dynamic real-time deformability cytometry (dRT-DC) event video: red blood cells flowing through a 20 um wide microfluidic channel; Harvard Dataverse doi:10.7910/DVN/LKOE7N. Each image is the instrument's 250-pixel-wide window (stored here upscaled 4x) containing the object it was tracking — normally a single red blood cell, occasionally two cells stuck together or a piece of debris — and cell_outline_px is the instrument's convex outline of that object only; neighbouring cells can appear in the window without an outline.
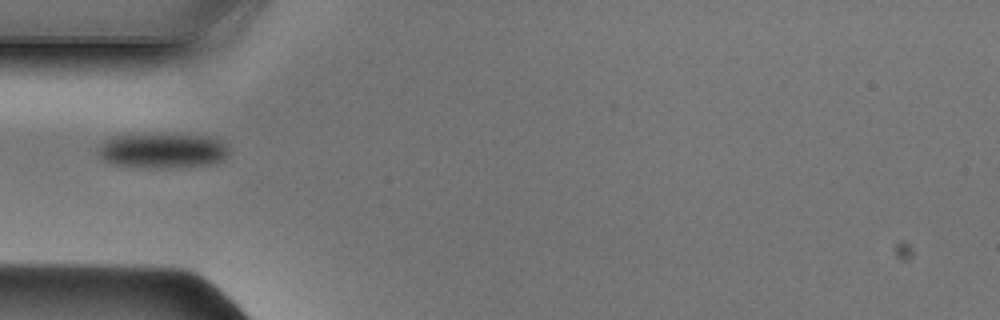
{"species": "Egyptian fruit bat (a non-hibernating species)", "species_latin": "Rousettus aegyptiacus", "temperature_condition": "cold", "stored_images_in_passage": 34, "camera_frame_rate_fps": 3000, "um_per_image_px": 0.085, "animal": {"sex": "male"}, "frame": {"image": 1, "passage_image": 1, "time_ms": 0.0, "image_size_px": [1000, 320], "cell_outline_px": [[228, 156], [224, 160], [216, 164], [180, 168], [132, 168], [112, 164], [104, 160], [100, 156], [100, 148], [108, 140], [116, 136], [208, 136], [220, 140], [228, 148]], "centroid_in_image_um": [13.91, 12.88], "position_along_channel_um": 71.1, "area_um2": 26.3}}
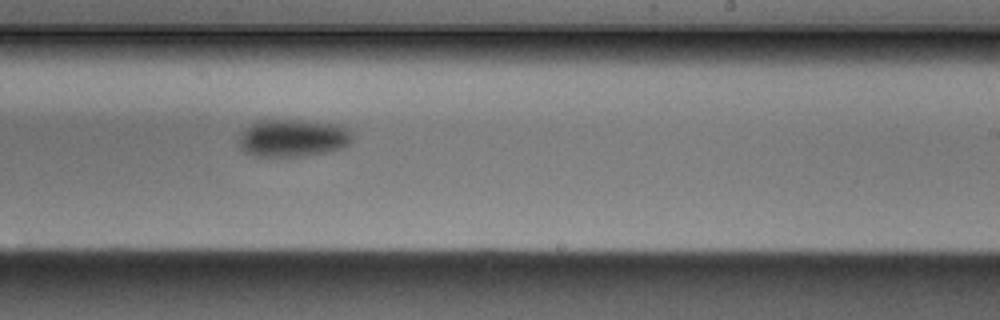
{"frame": {"image": 2, "passage_image": 15, "time_ms": 4.667, "image_size_px": [1000, 320], "cell_outline_px": [[352, 140], [348, 144], [340, 148], [324, 152], [304, 156], [252, 156], [244, 152], [240, 148], [240, 136], [252, 124], [260, 120], [300, 120], [340, 124], [352, 132]], "centroid_in_image_um": [24.92, 11.73], "position_along_channel_um": 264.1, "area_um2": 24.62}}
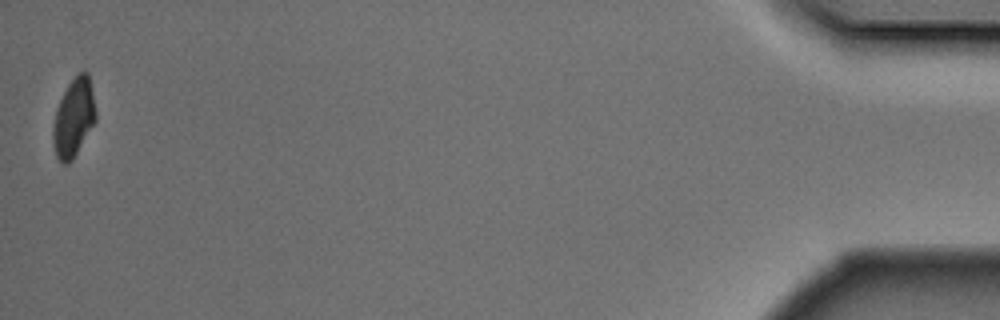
{"frame": {"image": 3, "passage_image": 34, "time_ms": 11.0, "image_size_px": [1000, 320], "cell_outline_px": [[96, 120], [72, 160], [68, 164], [64, 164], [56, 156], [52, 136], [52, 132], [56, 112], [60, 100], [68, 84], [80, 72], [88, 72], [96, 112]], "centroid_in_image_um": [6.27, 10.02], "position_along_channel_um": 428.9, "area_um2": 19.02}}